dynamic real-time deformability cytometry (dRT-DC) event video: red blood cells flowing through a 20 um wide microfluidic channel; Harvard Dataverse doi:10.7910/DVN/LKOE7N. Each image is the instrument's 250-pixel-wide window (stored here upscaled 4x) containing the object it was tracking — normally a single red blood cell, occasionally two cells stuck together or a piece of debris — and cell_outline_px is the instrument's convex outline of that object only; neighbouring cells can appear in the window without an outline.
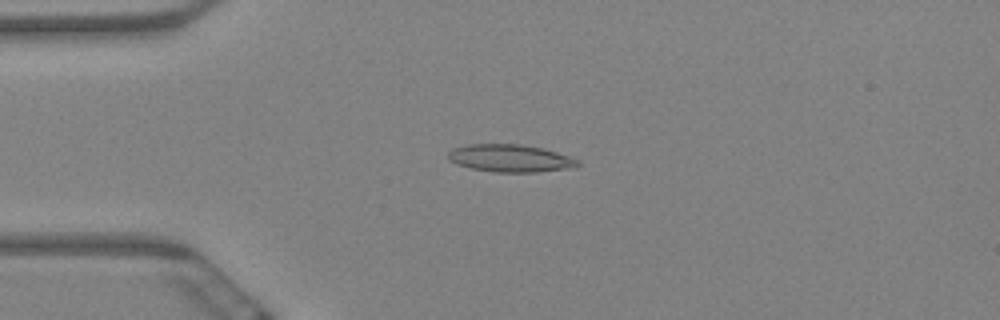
{"species": "Egyptian fruit bat (a non-hibernating species)", "species_latin": "Rousettus aegyptiacus", "temperature_condition": "warm", "stored_images_in_passage": 6, "camera_frame_rate_fps": 3000, "um_per_image_px": 0.085, "animal": {"sex": "female"}, "frame": {"image": 1, "passage_image": 5, "time_ms": 1.333, "image_size_px": [1000, 320], "cell_outline_px": [[580, 164], [564, 168], [536, 172], [496, 172], [472, 168], [448, 160], [448, 152], [452, 148], [468, 144], [520, 144], [544, 148], [572, 156], [580, 160]], "centroid_in_image_um": [43.38, 13.43], "position_along_channel_um": 41.6, "area_um2": 20.69}}